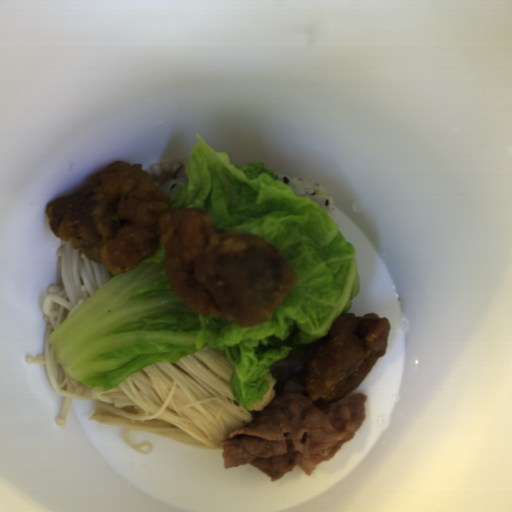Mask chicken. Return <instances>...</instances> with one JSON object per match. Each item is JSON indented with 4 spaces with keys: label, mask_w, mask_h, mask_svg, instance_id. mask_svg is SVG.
<instances>
[{
    "label": "chicken",
    "mask_w": 512,
    "mask_h": 512,
    "mask_svg": "<svg viewBox=\"0 0 512 512\" xmlns=\"http://www.w3.org/2000/svg\"><path fill=\"white\" fill-rule=\"evenodd\" d=\"M170 204L146 168L120 159L44 214L53 236L113 274L135 269L161 244L172 289L203 317L246 328L274 314L298 279L280 250L255 234L213 226L198 207Z\"/></svg>",
    "instance_id": "chicken-1"
},
{
    "label": "chicken",
    "mask_w": 512,
    "mask_h": 512,
    "mask_svg": "<svg viewBox=\"0 0 512 512\" xmlns=\"http://www.w3.org/2000/svg\"><path fill=\"white\" fill-rule=\"evenodd\" d=\"M391 327L375 311L340 316L300 358L309 400L331 404L353 392L376 361L386 356Z\"/></svg>",
    "instance_id": "chicken-2"
}]
</instances>
